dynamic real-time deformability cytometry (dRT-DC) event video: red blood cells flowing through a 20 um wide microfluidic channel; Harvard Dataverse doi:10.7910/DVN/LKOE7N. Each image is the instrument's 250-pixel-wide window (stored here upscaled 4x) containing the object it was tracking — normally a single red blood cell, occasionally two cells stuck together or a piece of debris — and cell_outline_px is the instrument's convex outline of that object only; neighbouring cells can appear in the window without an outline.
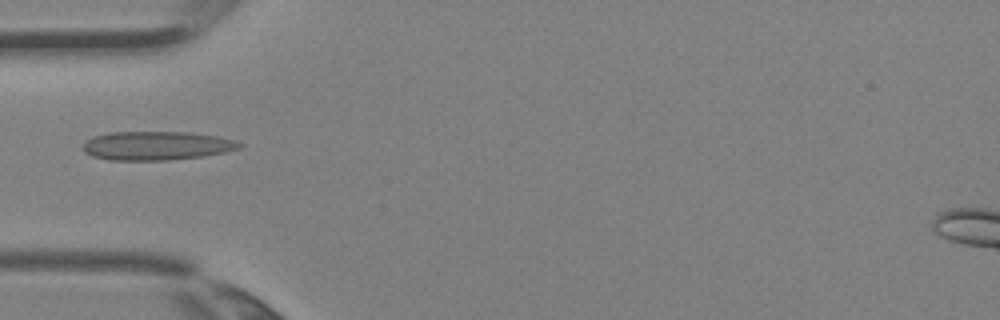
{"species": "Egyptian fruit bat (a non-hibernating species)", "species_latin": "Rousettus aegyptiacus", "temperature_condition": "room temperature", "stored_images_in_passage": 1, "camera_frame_rate_fps": 3000, "um_per_image_px": 0.085, "animal": {"sex": "female"}, "frame": {"image": 1, "passage_image": 1, "time_ms": 0.0, "image_size_px": [1000, 320], "cell_outline_px": [[244, 144], [240, 148], [224, 152], [204, 156], [168, 160], [108, 160], [92, 156], [84, 152], [84, 144], [92, 136], [108, 132], [188, 132], [220, 136], [236, 140]], "centroid_in_image_um": [13.34, 12.38], "position_along_channel_um": 71.7, "area_um2": 26.41}}